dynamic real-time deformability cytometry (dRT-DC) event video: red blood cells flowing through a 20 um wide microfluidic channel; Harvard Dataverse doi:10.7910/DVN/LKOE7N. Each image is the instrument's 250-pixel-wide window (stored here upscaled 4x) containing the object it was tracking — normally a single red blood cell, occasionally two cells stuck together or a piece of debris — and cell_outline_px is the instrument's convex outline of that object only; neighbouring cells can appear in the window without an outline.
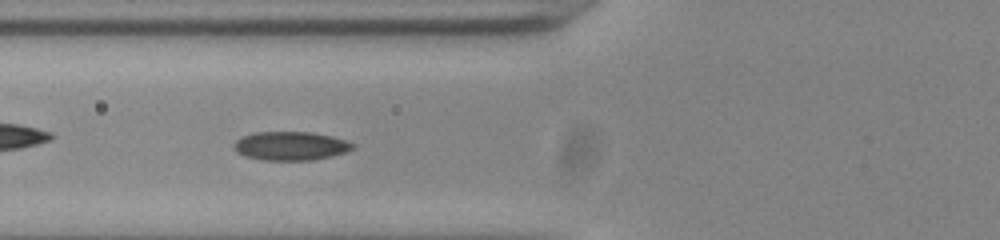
{"species": "common noctule bat (a hibernating species)", "species_latin": "Nyctalus noctula", "temperature_condition": "room temperature", "stored_images_in_passage": 54, "camera_frame_rate_fps": 3000, "um_per_image_px": 0.085, "animal": {"sex": "male", "body_mass_g": 20.0, "forearm_length_mm": 53.3}, "frame": {"image": 1, "passage_image": 22, "time_ms": 7.0, "image_size_px": [1000, 240], "cell_outline_px": [[356, 148], [344, 152], [312, 160], [264, 160], [244, 156], [236, 152], [232, 148], [236, 140], [240, 136], [256, 132], [312, 132], [332, 136], [348, 140], [356, 144]], "centroid_in_image_um": [24.69, 12.39], "position_along_channel_um": 101.1, "area_um2": 20.06}}
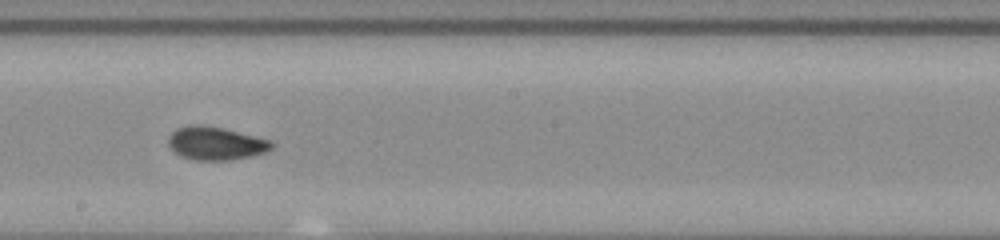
{"frame": {"image": 2, "passage_image": 32, "time_ms": 10.333, "image_size_px": [1000, 240], "cell_outline_px": [[276, 144], [272, 148], [264, 152], [252, 156], [228, 160], [196, 160], [180, 156], [168, 144], [168, 136], [176, 128], [188, 124], [200, 124], [224, 128], [272, 140]], "centroid_in_image_um": [18.35, 12.17], "position_along_channel_um": 229.9, "area_um2": 20.17}}
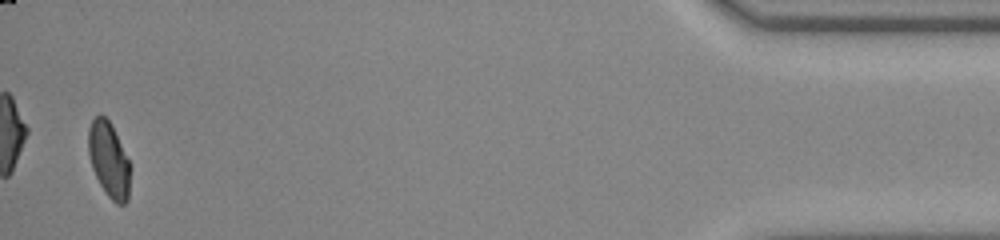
{"frame": {"image": 3, "passage_image": 53, "time_ms": 17.333, "image_size_px": [1000, 240], "cell_outline_px": [[132, 168], [128, 200], [124, 204], [116, 204], [108, 196], [100, 184], [92, 168], [88, 152], [88, 128], [92, 120], [100, 112], [112, 124], [132, 164]], "centroid_in_image_um": [9.29, 13.56], "position_along_channel_um": 425.9, "area_um2": 18.96}, "authors_computed_cell_mechanics": {"area_um2": 19.2763, "velocity_mm_per_s": 3.8599, "shape_relaxation_time_tau1_ms": 5.5422, "shape_relaxation_time_tau2_ms": 1.1214, "deformation_change_tau1": 0.1604, "deformation_change_tau2": 0.0443}}